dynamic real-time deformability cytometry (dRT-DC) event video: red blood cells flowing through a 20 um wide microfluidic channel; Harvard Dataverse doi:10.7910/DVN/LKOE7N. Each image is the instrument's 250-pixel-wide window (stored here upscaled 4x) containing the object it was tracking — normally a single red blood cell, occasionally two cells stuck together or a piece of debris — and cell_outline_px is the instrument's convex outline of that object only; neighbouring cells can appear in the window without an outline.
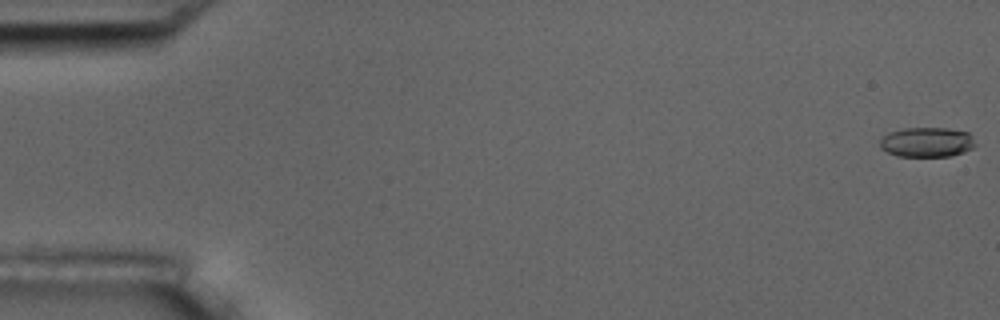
{"species": "common noctule bat (a hibernating species)", "species_latin": "Nyctalus noctula", "temperature_condition": "room temperature", "stored_images_in_passage": 56, "camera_frame_rate_fps": 3000, "um_per_image_px": 0.085, "animal": {"sex": "male", "body_mass_g": 17.5, "forearm_length_mm": 52.3}, "frame": {"image": 1, "passage_image": 1, "time_ms": 0.0, "image_size_px": [1000, 320], "cell_outline_px": [[976, 144], [972, 148], [964, 152], [952, 156], [896, 156], [880, 148], [880, 140], [888, 132], [904, 128], [948, 128], [968, 132], [972, 136]], "centroid_in_image_um": [78.79, 12.08], "position_along_channel_um": 6.2, "area_um2": 16.65}}
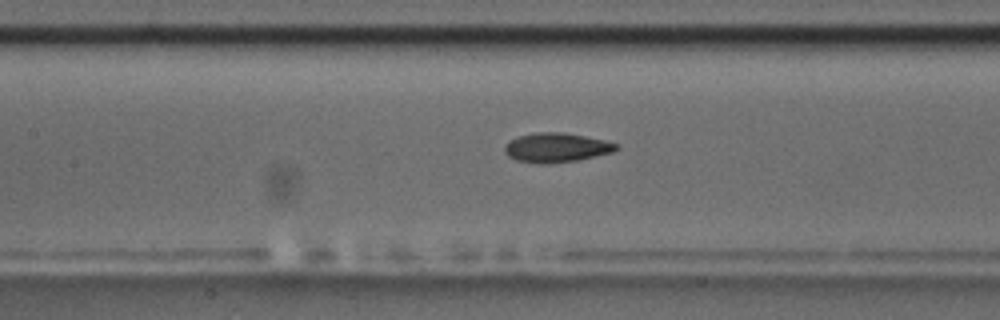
{"frame": {"image": 2, "passage_image": 26, "time_ms": 8.333, "image_size_px": [1000, 320], "cell_outline_px": [[620, 148], [612, 152], [596, 156], [576, 160], [544, 164], [540, 164], [516, 160], [508, 156], [504, 152], [504, 144], [508, 140], [516, 136], [536, 132], [564, 132], [604, 140], [620, 144]], "centroid_in_image_um": [47.26, 12.53], "position_along_channel_um": 160.1, "area_um2": 19.31}}
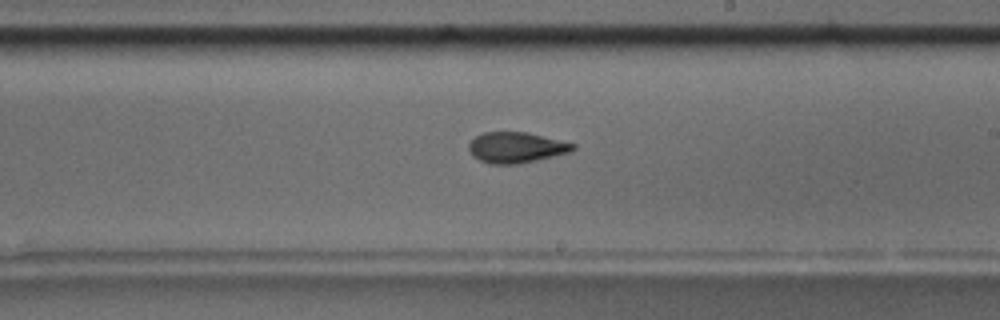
{"frame": {"image": 3, "passage_image": 33, "time_ms": 10.667, "image_size_px": [1000, 320], "cell_outline_px": [[576, 148], [572, 152], [520, 164], [492, 164], [480, 160], [472, 156], [468, 148], [468, 144], [476, 136], [484, 132], [528, 132], [576, 144]], "centroid_in_image_um": [43.9, 12.54], "position_along_channel_um": 245.1, "area_um2": 18.79}, "authors_computed_cell_mechanics": {"area_um2": 18.496, "velocity_mm_per_s": 3.6653, "shape_relaxation_time_tau1_ms": 6.2504, "shape_relaxation_time_tau2_ms": 3.1948, "deformation_change_tau1": 0.1783, "deformation_change_tau2": 0.102}}